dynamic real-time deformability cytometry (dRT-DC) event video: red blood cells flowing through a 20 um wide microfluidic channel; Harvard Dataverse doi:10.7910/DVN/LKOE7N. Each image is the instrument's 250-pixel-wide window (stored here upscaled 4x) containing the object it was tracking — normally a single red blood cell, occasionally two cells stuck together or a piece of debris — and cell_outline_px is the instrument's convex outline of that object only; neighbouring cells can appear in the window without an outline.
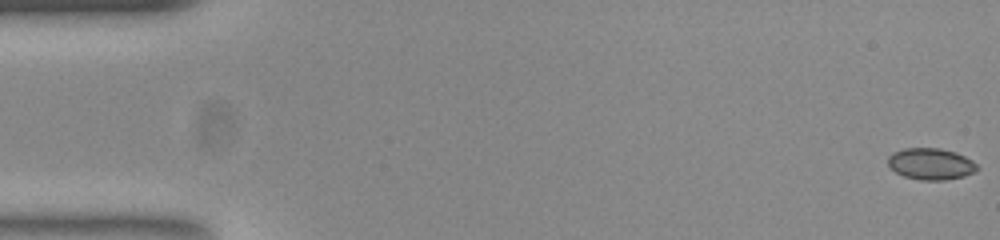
{"species": "common noctule bat (a hibernating species)", "species_latin": "Nyctalus noctula", "temperature_condition": "room temperature", "stored_images_in_passage": 54, "camera_frame_rate_fps": 3000, "um_per_image_px": 0.085, "animal": {"sex": "female", "body_mass_g": 23.0, "forearm_length_mm": 53.4}, "frame": {"image": 1, "passage_image": 1, "time_ms": 0.0, "image_size_px": [1000, 240], "cell_outline_px": [[980, 168], [976, 172], [964, 176], [944, 180], [920, 180], [904, 176], [896, 172], [888, 164], [888, 156], [892, 152], [904, 148], [940, 148], [956, 152], [972, 160]], "centroid_in_image_um": [79.14, 13.93], "position_along_channel_um": 5.9, "area_um2": 16.47}}
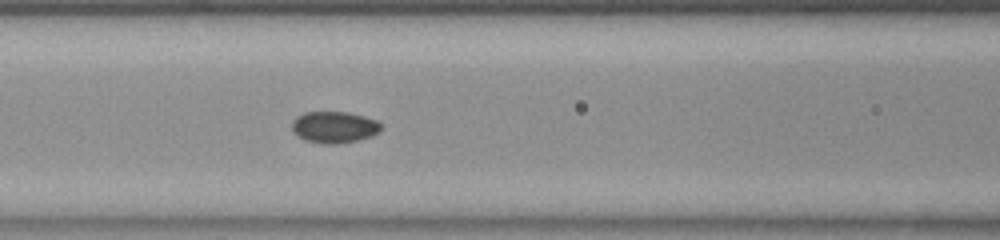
{"frame": {"image": 2, "passage_image": 23, "time_ms": 7.333, "image_size_px": [1000, 240], "cell_outline_px": [[380, 132], [372, 136], [356, 140], [336, 144], [324, 144], [304, 140], [296, 136], [292, 128], [292, 120], [296, 116], [304, 112], [348, 112], [364, 116], [376, 120], [380, 124]], "centroid_in_image_um": [28.37, 10.81], "position_along_channel_um": 138.2, "area_um2": 16.47}}
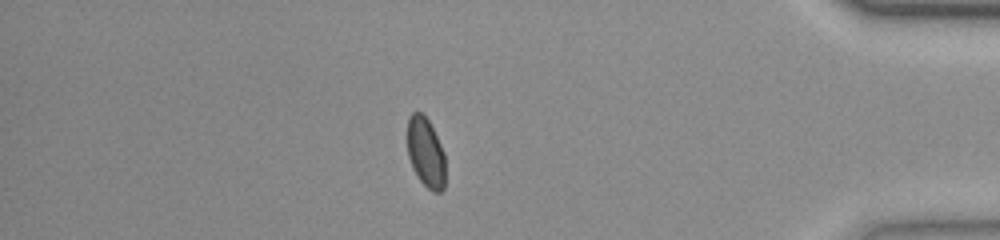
{"frame": {"image": 3, "passage_image": 47, "time_ms": 15.333, "image_size_px": [1000, 240], "cell_outline_px": [[444, 188], [440, 192], [432, 192], [420, 180], [412, 168], [408, 156], [408, 116], [412, 112], [420, 112], [428, 120], [444, 152]], "centroid_in_image_um": [36.17, 12.97], "position_along_channel_um": 399.0, "area_um2": 15.26}, "authors_computed_cell_mechanics": {"area_um2": 15.895, "velocity_mm_per_s": 3.7764, "shape_relaxation_time_tau1_ms": 4.9664, "shape_relaxation_time_tau2_ms": null, "deformation_change_tau1": 0.0899, "deformation_change_tau2": null}}